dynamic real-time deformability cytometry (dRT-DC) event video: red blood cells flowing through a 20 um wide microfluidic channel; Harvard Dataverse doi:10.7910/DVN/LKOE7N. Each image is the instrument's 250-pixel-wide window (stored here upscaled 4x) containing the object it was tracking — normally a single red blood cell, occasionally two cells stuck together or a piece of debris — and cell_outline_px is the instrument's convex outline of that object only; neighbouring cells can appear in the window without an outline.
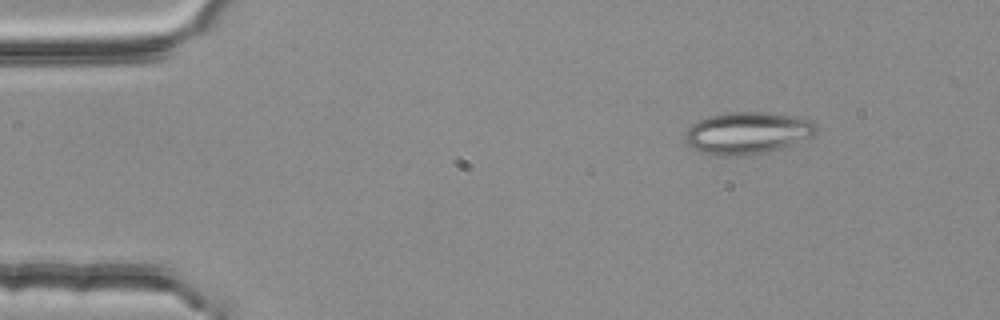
{"species": "common noctule bat (a hibernating species)", "species_latin": "Nyctalus noctula", "temperature_condition": "room temperature", "stored_images_in_passage": 3, "camera_frame_rate_fps": 3000, "um_per_image_px": 0.085, "animal": {"sex": "female", "body_mass_g": 25.1}, "frame": {"image": 1, "passage_image": 2, "time_ms": 0.333, "image_size_px": [1000, 320], "cell_outline_px": [[820, 128], [816, 132], [808, 136], [788, 144], [776, 148], [760, 152], [728, 156], [724, 156], [704, 152], [688, 144], [684, 136], [688, 128], [692, 124], [700, 120], [712, 116], [732, 112], [760, 112], [796, 116], [812, 120]], "centroid_in_image_um": [63.52, 11.27], "position_along_channel_um": 21.5, "area_um2": 30.92}}